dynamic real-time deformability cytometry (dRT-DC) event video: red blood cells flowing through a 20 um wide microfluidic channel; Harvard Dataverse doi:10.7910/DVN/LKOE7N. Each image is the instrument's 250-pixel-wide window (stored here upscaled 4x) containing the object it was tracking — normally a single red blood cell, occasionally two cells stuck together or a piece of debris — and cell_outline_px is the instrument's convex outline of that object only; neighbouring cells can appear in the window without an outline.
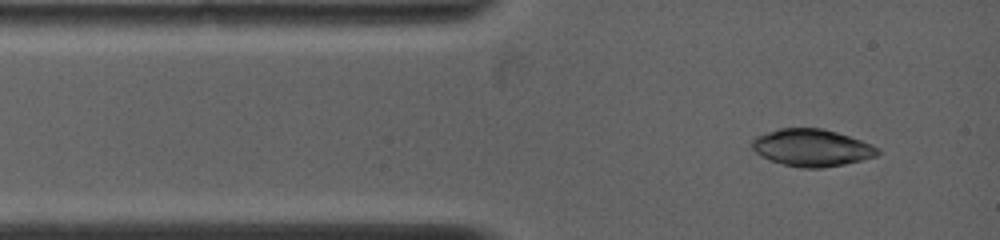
{"species": "common noctule bat (a hibernating species)", "species_latin": "Nyctalus noctula", "temperature_condition": "warm", "stored_images_in_passage": 25, "camera_frame_rate_fps": 5000, "um_per_image_px": 0.085, "animal": {"sex": "female", "body_mass_g": 19.0, "forearm_length_mm": 53.3}, "frame": {"image": 1, "passage_image": 1, "time_ms": 0.0, "image_size_px": [1000, 240], "cell_outline_px": [[880, 152], [876, 156], [844, 164], [820, 168], [804, 168], [784, 164], [772, 160], [756, 152], [752, 148], [752, 140], [756, 136], [780, 128], [824, 128], [860, 140], [876, 148]], "centroid_in_image_um": [68.98, 12.55], "position_along_channel_um": 16.0, "area_um2": 26.65}}
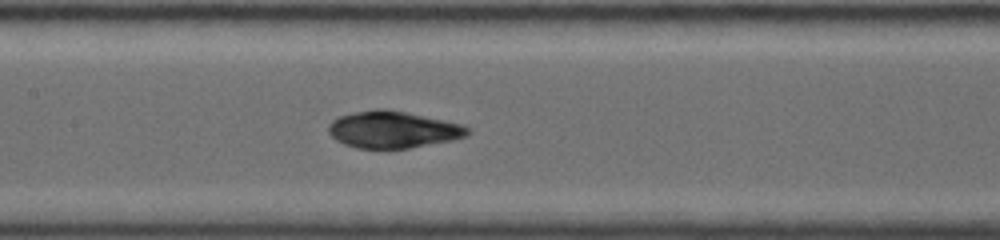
{"frame": {"image": 2, "passage_image": 11, "time_ms": 4.6, "image_size_px": [1000, 240], "cell_outline_px": [[468, 136], [408, 148], [360, 148], [344, 144], [336, 140], [328, 132], [328, 128], [332, 120], [340, 116], [356, 112], [376, 108], [388, 108], [460, 124], [468, 128]], "centroid_in_image_um": [33.35, 11.0], "position_along_channel_um": 174.1, "area_um2": 29.36}}
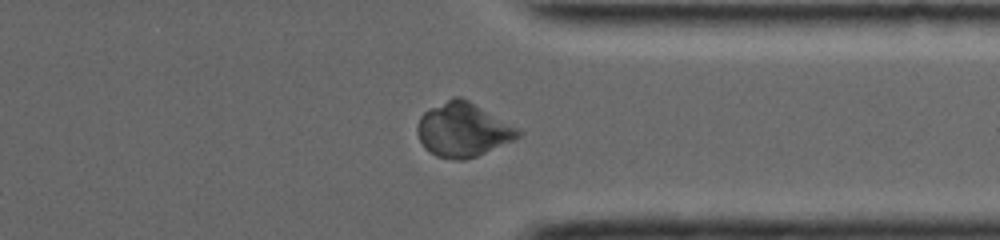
{"frame": {"image": 3, "passage_image": 22, "time_ms": 9.6, "image_size_px": [1000, 240], "cell_outline_px": [[524, 132], [520, 136], [512, 140], [476, 156], [464, 160], [452, 160], [436, 156], [428, 152], [424, 148], [416, 132], [416, 124], [420, 116], [428, 108], [452, 96], [460, 96], [468, 100]], "centroid_in_image_um": [39.28, 11.03], "position_along_channel_um": 372.1, "area_um2": 31.73}, "authors_computed_cell_mechanics": {"area_um2": 29.8248, "velocity_mm_per_s": 3.9881, "shape_relaxation_time_tau1_ms": null, "shape_relaxation_time_tau2_ms": 1.3248, "deformation_change_tau1": null, "deformation_change_tau2": 0.0285}}